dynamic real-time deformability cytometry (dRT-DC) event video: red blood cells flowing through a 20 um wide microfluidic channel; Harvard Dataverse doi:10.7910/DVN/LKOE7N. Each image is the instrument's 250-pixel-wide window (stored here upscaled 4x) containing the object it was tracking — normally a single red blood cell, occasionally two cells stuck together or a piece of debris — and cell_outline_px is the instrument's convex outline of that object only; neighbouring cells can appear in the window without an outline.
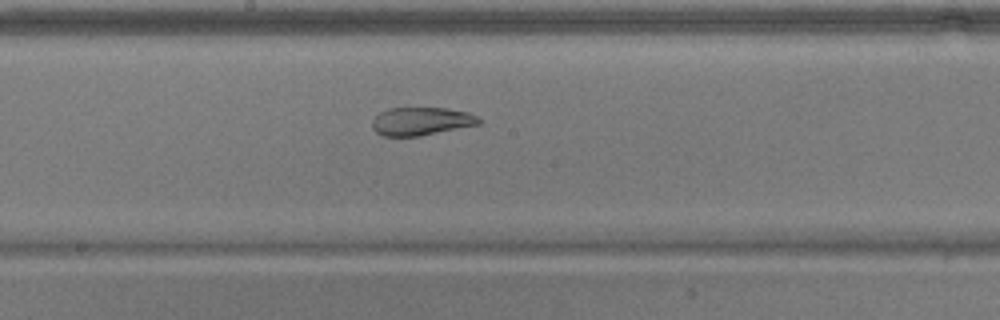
{"species": "common noctule bat (a hibernating species)", "species_latin": "Nyctalus noctula", "temperature_condition": "warm", "stored_images_in_passage": 33, "camera_frame_rate_fps": 3000, "um_per_image_px": 0.085, "animal": {"sex": "male", "body_mass_g": 17.9}, "frame": {"image": 1, "passage_image": 15, "time_ms": 4.667, "image_size_px": [1000, 320], "cell_outline_px": [[480, 124], [420, 136], [384, 136], [376, 132], [372, 128], [372, 120], [380, 112], [388, 108], [448, 108], [468, 112], [476, 116], [480, 120]], "centroid_in_image_um": [35.79, 10.3], "position_along_channel_um": 212.4, "area_um2": 17.46}}
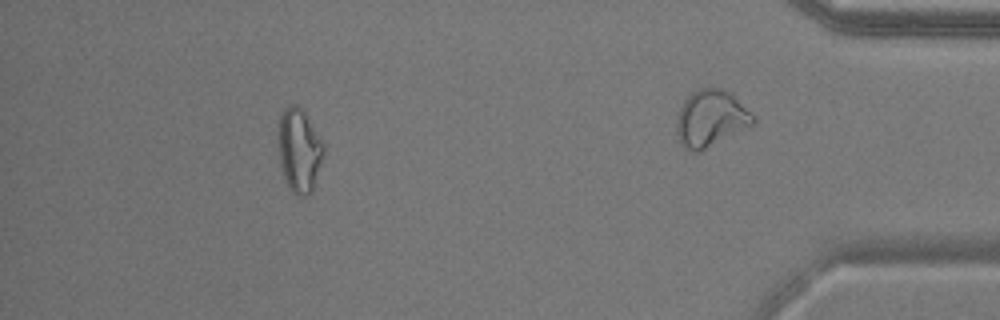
{"frame": {"image": 2, "passage_image": 28, "time_ms": 9.0, "image_size_px": [1000, 320], "cell_outline_px": [[324, 152], [312, 192], [308, 196], [296, 196], [288, 188], [284, 180], [280, 164], [276, 132], [280, 116], [284, 108], [288, 104], [296, 104], [304, 112], [324, 144]], "centroid_in_image_um": [25.39, 12.79], "position_along_channel_um": 409.8, "area_um2": 22.54}, "authors_computed_cell_mechanics": {"area_um2": 19.652, "velocity_mm_per_s": 3.8237, "shape_relaxation_time_tau1_ms": null, "shape_relaxation_time_tau2_ms": 2.0099, "deformation_change_tau1": null, "deformation_change_tau2": 0.0755}}